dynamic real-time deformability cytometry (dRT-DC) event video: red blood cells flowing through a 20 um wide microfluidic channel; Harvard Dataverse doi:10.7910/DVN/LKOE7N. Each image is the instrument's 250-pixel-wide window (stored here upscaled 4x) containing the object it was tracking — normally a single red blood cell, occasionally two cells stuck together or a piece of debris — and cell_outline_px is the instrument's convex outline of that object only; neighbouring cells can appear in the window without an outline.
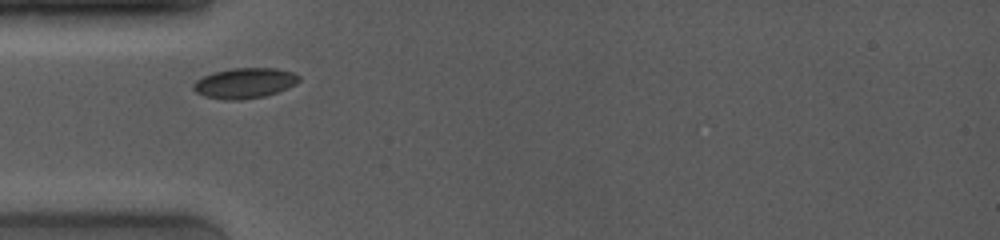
{"species": "common noctule bat (a hibernating species)", "species_latin": "Nyctalus noctula", "temperature_condition": "room temperature", "stored_images_in_passage": 39, "camera_frame_rate_fps": 4000, "um_per_image_px": 0.085, "animal": {"sex": "female", "body_mass_g": 19.0, "forearm_length_mm": 53.3}, "frame": {"image": 1, "passage_image": 1, "time_ms": 0.0, "image_size_px": [1000, 240], "cell_outline_px": [[300, 80], [296, 84], [288, 88], [264, 96], [240, 100], [224, 100], [204, 96], [196, 92], [192, 88], [192, 84], [196, 80], [212, 72], [232, 68], [276, 68], [292, 72], [300, 76]], "centroid_in_image_um": [20.78, 7.06], "position_along_channel_um": 64.2, "area_um2": 18.79}}
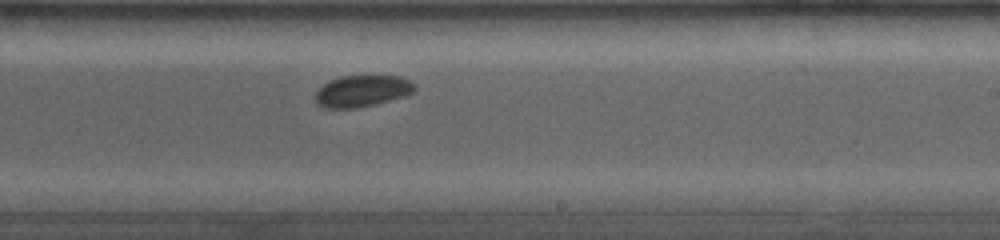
{"frame": {"image": 2, "passage_image": 21, "time_ms": 5.0, "image_size_px": [1000, 240], "cell_outline_px": [[416, 88], [412, 92], [404, 96], [376, 104], [356, 108], [324, 108], [316, 104], [312, 96], [324, 84], [340, 76], [400, 76], [412, 80], [416, 84]], "centroid_in_image_um": [30.78, 7.74], "position_along_channel_um": 258.2, "area_um2": 18.44}}
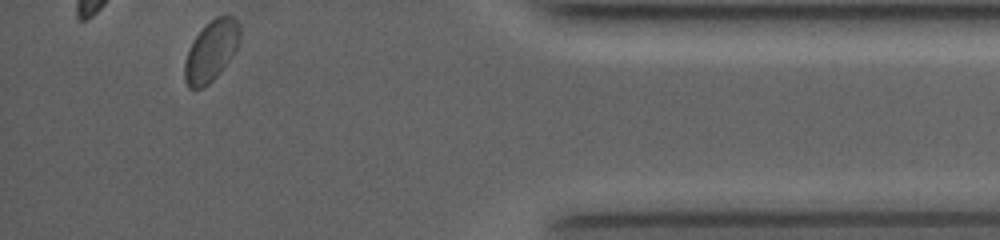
{"frame": {"image": 3, "passage_image": 39, "time_ms": 9.75, "image_size_px": [1000, 240], "cell_outline_px": [[240, 40], [232, 56], [220, 72], [208, 84], [200, 88], [188, 88], [184, 80], [184, 64], [188, 52], [196, 36], [216, 16], [232, 16], [240, 24]], "centroid_in_image_um": [17.96, 4.35], "position_along_channel_um": 417.2, "area_um2": 19.13}}